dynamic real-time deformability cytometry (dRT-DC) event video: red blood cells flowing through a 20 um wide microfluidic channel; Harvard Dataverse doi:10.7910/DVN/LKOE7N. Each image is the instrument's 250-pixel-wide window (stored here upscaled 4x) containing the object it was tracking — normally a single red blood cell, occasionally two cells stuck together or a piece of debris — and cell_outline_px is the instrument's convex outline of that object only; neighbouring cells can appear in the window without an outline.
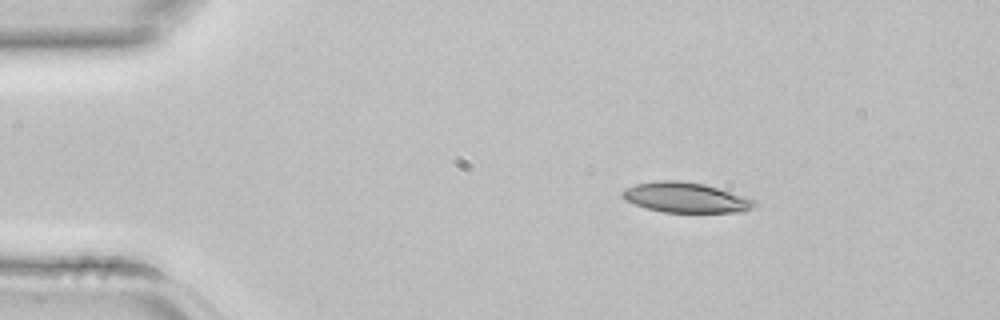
{"species": "common noctule bat (a hibernating species)", "species_latin": "Nyctalus noctula", "temperature_condition": "room temperature", "stored_images_in_passage": 3, "camera_frame_rate_fps": 3000, "um_per_image_px": 0.085, "animal": {"sex": "female", "body_mass_g": 22.7, "forearm_length_mm": 54.2}, "frame": {"image": 1, "passage_image": 1, "time_ms": 0.0, "image_size_px": [1000, 320], "cell_outline_px": [[760, 204], [744, 212], [664, 212], [648, 208], [624, 200], [620, 196], [620, 192], [624, 188], [636, 184], [660, 180], [680, 180], [704, 184], [756, 200]], "centroid_in_image_um": [58.28, 16.79], "position_along_channel_um": 26.7, "area_um2": 23.24}}
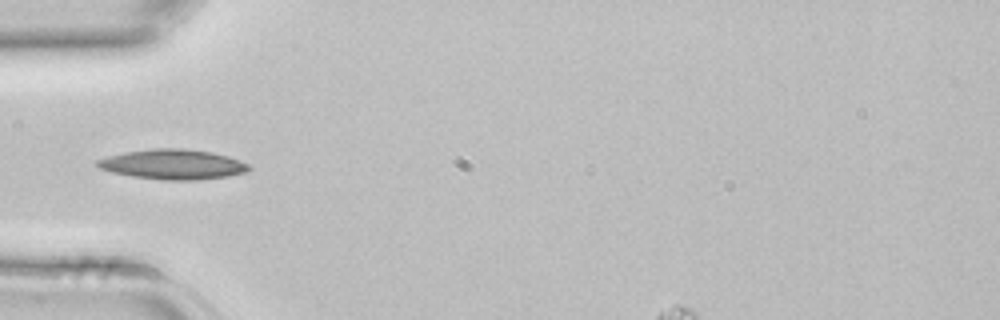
{"frame": {"image": 2, "passage_image": 3, "time_ms": 0.667, "image_size_px": [1000, 320], "cell_outline_px": [[252, 168], [248, 172], [228, 176], [196, 180], [164, 180], [132, 176], [112, 172], [100, 168], [96, 164], [96, 160], [108, 156], [124, 152], [152, 148], [184, 148], [212, 152], [228, 156], [248, 164]], "centroid_in_image_um": [14.71, 13.96], "position_along_channel_um": 70.3, "area_um2": 26.53}}